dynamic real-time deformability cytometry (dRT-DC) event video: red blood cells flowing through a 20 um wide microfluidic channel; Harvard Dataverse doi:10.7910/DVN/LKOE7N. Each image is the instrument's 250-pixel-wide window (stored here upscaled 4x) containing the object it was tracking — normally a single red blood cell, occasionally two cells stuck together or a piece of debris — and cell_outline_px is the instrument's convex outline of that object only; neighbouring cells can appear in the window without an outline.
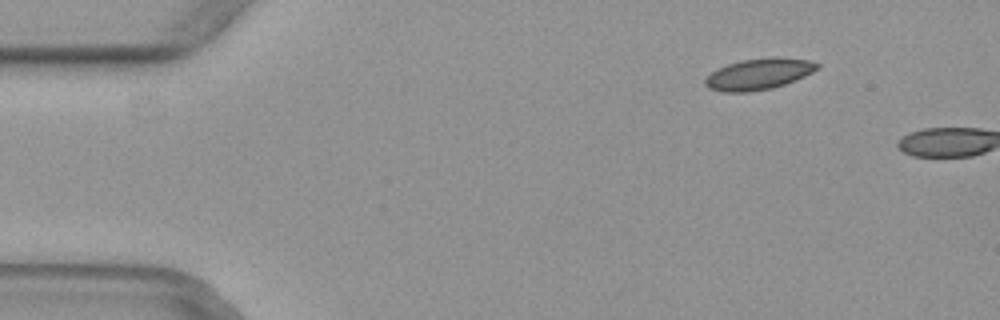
{"species": "common noctule bat (a hibernating species)", "species_latin": "Nyctalus noctula", "temperature_condition": "warm", "stored_images_in_passage": 5, "camera_frame_rate_fps": 3000, "um_per_image_px": 0.085, "animal": {"sex": "female", "body_mass_g": 29.2, "forearm_length_mm": 56.3}, "frame": {"image": 1, "passage_image": 3, "time_ms": 0.667, "image_size_px": [1000, 320], "cell_outline_px": [[820, 68], [804, 76], [784, 84], [772, 88], [748, 92], [720, 92], [708, 88], [704, 84], [704, 80], [716, 68], [740, 60], [776, 56], [808, 60], [820, 64]], "centroid_in_image_um": [64.47, 6.29], "position_along_channel_um": 20.5, "area_um2": 20.46}}